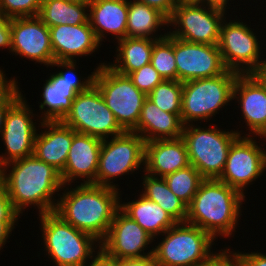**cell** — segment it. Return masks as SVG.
<instances>
[{
	"label": "cell",
	"mask_w": 266,
	"mask_h": 266,
	"mask_svg": "<svg viewBox=\"0 0 266 266\" xmlns=\"http://www.w3.org/2000/svg\"><path fill=\"white\" fill-rule=\"evenodd\" d=\"M0 180L19 215L31 205L37 206L39 215L54 212L57 203L53 195L66 187L60 172L33 154L2 166Z\"/></svg>",
	"instance_id": "6da1fadb"
},
{
	"label": "cell",
	"mask_w": 266,
	"mask_h": 266,
	"mask_svg": "<svg viewBox=\"0 0 266 266\" xmlns=\"http://www.w3.org/2000/svg\"><path fill=\"white\" fill-rule=\"evenodd\" d=\"M66 189L59 195L54 213L101 242L120 208V189L82 182L70 191Z\"/></svg>",
	"instance_id": "7a4b0ae2"
},
{
	"label": "cell",
	"mask_w": 266,
	"mask_h": 266,
	"mask_svg": "<svg viewBox=\"0 0 266 266\" xmlns=\"http://www.w3.org/2000/svg\"><path fill=\"white\" fill-rule=\"evenodd\" d=\"M245 195L219 179H204L188 206L186 223L217 239L235 231ZM238 220V221H237Z\"/></svg>",
	"instance_id": "3957f363"
},
{
	"label": "cell",
	"mask_w": 266,
	"mask_h": 266,
	"mask_svg": "<svg viewBox=\"0 0 266 266\" xmlns=\"http://www.w3.org/2000/svg\"><path fill=\"white\" fill-rule=\"evenodd\" d=\"M42 238L48 257L57 266H86L100 246L94 236L66 223L54 212L40 214ZM95 243V244H94Z\"/></svg>",
	"instance_id": "277c9868"
},
{
	"label": "cell",
	"mask_w": 266,
	"mask_h": 266,
	"mask_svg": "<svg viewBox=\"0 0 266 266\" xmlns=\"http://www.w3.org/2000/svg\"><path fill=\"white\" fill-rule=\"evenodd\" d=\"M237 75L227 70L216 77L183 82L181 120L184 126L193 121L210 120L219 108L229 105Z\"/></svg>",
	"instance_id": "5b68a950"
},
{
	"label": "cell",
	"mask_w": 266,
	"mask_h": 266,
	"mask_svg": "<svg viewBox=\"0 0 266 266\" xmlns=\"http://www.w3.org/2000/svg\"><path fill=\"white\" fill-rule=\"evenodd\" d=\"M164 235L153 251L158 266H200L214 254L215 239L198 226L176 223Z\"/></svg>",
	"instance_id": "8992f818"
},
{
	"label": "cell",
	"mask_w": 266,
	"mask_h": 266,
	"mask_svg": "<svg viewBox=\"0 0 266 266\" xmlns=\"http://www.w3.org/2000/svg\"><path fill=\"white\" fill-rule=\"evenodd\" d=\"M209 127L204 129L194 124L185 125L182 138L186 143L190 164L205 179H217L224 169L230 146L241 133Z\"/></svg>",
	"instance_id": "52a82bcc"
},
{
	"label": "cell",
	"mask_w": 266,
	"mask_h": 266,
	"mask_svg": "<svg viewBox=\"0 0 266 266\" xmlns=\"http://www.w3.org/2000/svg\"><path fill=\"white\" fill-rule=\"evenodd\" d=\"M100 64L94 70L93 84L98 88L120 127L126 132H132L137 126L147 96L127 75L114 71L106 63Z\"/></svg>",
	"instance_id": "ba28073f"
},
{
	"label": "cell",
	"mask_w": 266,
	"mask_h": 266,
	"mask_svg": "<svg viewBox=\"0 0 266 266\" xmlns=\"http://www.w3.org/2000/svg\"><path fill=\"white\" fill-rule=\"evenodd\" d=\"M61 122L76 132L101 140L125 132L118 124L113 112L106 106L102 95L94 84L75 96L71 109Z\"/></svg>",
	"instance_id": "9c48e42d"
},
{
	"label": "cell",
	"mask_w": 266,
	"mask_h": 266,
	"mask_svg": "<svg viewBox=\"0 0 266 266\" xmlns=\"http://www.w3.org/2000/svg\"><path fill=\"white\" fill-rule=\"evenodd\" d=\"M109 140L102 141L96 185L117 188L111 180L125 173L132 174L144 165L145 141L138 133L126 131Z\"/></svg>",
	"instance_id": "30bf717a"
},
{
	"label": "cell",
	"mask_w": 266,
	"mask_h": 266,
	"mask_svg": "<svg viewBox=\"0 0 266 266\" xmlns=\"http://www.w3.org/2000/svg\"><path fill=\"white\" fill-rule=\"evenodd\" d=\"M224 14L201 2L180 0L168 19V27L178 29L167 33L187 42L218 45Z\"/></svg>",
	"instance_id": "8fae6325"
},
{
	"label": "cell",
	"mask_w": 266,
	"mask_h": 266,
	"mask_svg": "<svg viewBox=\"0 0 266 266\" xmlns=\"http://www.w3.org/2000/svg\"><path fill=\"white\" fill-rule=\"evenodd\" d=\"M51 66L62 67V70L58 73L50 75L43 86L42 100L39 108L44 110L42 121H61L67 112L71 109L72 101L75 96L83 91H86L94 82L95 72L81 81L77 77L75 66L76 60H57L54 61ZM46 107V109H45Z\"/></svg>",
	"instance_id": "7c38bea8"
},
{
	"label": "cell",
	"mask_w": 266,
	"mask_h": 266,
	"mask_svg": "<svg viewBox=\"0 0 266 266\" xmlns=\"http://www.w3.org/2000/svg\"><path fill=\"white\" fill-rule=\"evenodd\" d=\"M250 29L243 22L223 20L218 48L227 70L251 74L263 62L259 41Z\"/></svg>",
	"instance_id": "4fadbf2b"
},
{
	"label": "cell",
	"mask_w": 266,
	"mask_h": 266,
	"mask_svg": "<svg viewBox=\"0 0 266 266\" xmlns=\"http://www.w3.org/2000/svg\"><path fill=\"white\" fill-rule=\"evenodd\" d=\"M246 135L232 143L224 169L217 178L243 195L245 187L262 176L266 169V151L257 145L250 133Z\"/></svg>",
	"instance_id": "5bb4252c"
},
{
	"label": "cell",
	"mask_w": 266,
	"mask_h": 266,
	"mask_svg": "<svg viewBox=\"0 0 266 266\" xmlns=\"http://www.w3.org/2000/svg\"><path fill=\"white\" fill-rule=\"evenodd\" d=\"M21 95L7 110L1 132L5 155H0V168L5 164L30 156L34 152V139L37 133L33 110Z\"/></svg>",
	"instance_id": "9a60e30c"
},
{
	"label": "cell",
	"mask_w": 266,
	"mask_h": 266,
	"mask_svg": "<svg viewBox=\"0 0 266 266\" xmlns=\"http://www.w3.org/2000/svg\"><path fill=\"white\" fill-rule=\"evenodd\" d=\"M174 56L180 82L216 77L227 71L218 45L192 43L174 37Z\"/></svg>",
	"instance_id": "2e32d148"
},
{
	"label": "cell",
	"mask_w": 266,
	"mask_h": 266,
	"mask_svg": "<svg viewBox=\"0 0 266 266\" xmlns=\"http://www.w3.org/2000/svg\"><path fill=\"white\" fill-rule=\"evenodd\" d=\"M153 240L150 234L119 208L106 237L100 242V248L108 256L119 260L142 258L153 254L154 248L144 253Z\"/></svg>",
	"instance_id": "e0dca14e"
},
{
	"label": "cell",
	"mask_w": 266,
	"mask_h": 266,
	"mask_svg": "<svg viewBox=\"0 0 266 266\" xmlns=\"http://www.w3.org/2000/svg\"><path fill=\"white\" fill-rule=\"evenodd\" d=\"M11 52L51 66L55 61L49 28L37 16L11 19Z\"/></svg>",
	"instance_id": "ac0fdd59"
},
{
	"label": "cell",
	"mask_w": 266,
	"mask_h": 266,
	"mask_svg": "<svg viewBox=\"0 0 266 266\" xmlns=\"http://www.w3.org/2000/svg\"><path fill=\"white\" fill-rule=\"evenodd\" d=\"M102 141L97 137L74 130L73 141L65 167L60 173L64 185H70L78 178L82 179V184L96 185V173Z\"/></svg>",
	"instance_id": "d6986e66"
},
{
	"label": "cell",
	"mask_w": 266,
	"mask_h": 266,
	"mask_svg": "<svg viewBox=\"0 0 266 266\" xmlns=\"http://www.w3.org/2000/svg\"><path fill=\"white\" fill-rule=\"evenodd\" d=\"M54 60L75 61L74 57L93 54L101 46L89 21L79 25L49 27Z\"/></svg>",
	"instance_id": "ffe728a7"
},
{
	"label": "cell",
	"mask_w": 266,
	"mask_h": 266,
	"mask_svg": "<svg viewBox=\"0 0 266 266\" xmlns=\"http://www.w3.org/2000/svg\"><path fill=\"white\" fill-rule=\"evenodd\" d=\"M189 165L187 147L182 137L145 142L143 171L146 174L164 177Z\"/></svg>",
	"instance_id": "44dd1931"
},
{
	"label": "cell",
	"mask_w": 266,
	"mask_h": 266,
	"mask_svg": "<svg viewBox=\"0 0 266 266\" xmlns=\"http://www.w3.org/2000/svg\"><path fill=\"white\" fill-rule=\"evenodd\" d=\"M240 102L249 132L260 138L266 136V91L251 74H238L233 100Z\"/></svg>",
	"instance_id": "7402d4cb"
},
{
	"label": "cell",
	"mask_w": 266,
	"mask_h": 266,
	"mask_svg": "<svg viewBox=\"0 0 266 266\" xmlns=\"http://www.w3.org/2000/svg\"><path fill=\"white\" fill-rule=\"evenodd\" d=\"M40 123L41 127L47 128L46 131L39 132L40 134L36 133L33 155L61 173L64 170L73 141L74 129L61 121H42Z\"/></svg>",
	"instance_id": "603a6c76"
},
{
	"label": "cell",
	"mask_w": 266,
	"mask_h": 266,
	"mask_svg": "<svg viewBox=\"0 0 266 266\" xmlns=\"http://www.w3.org/2000/svg\"><path fill=\"white\" fill-rule=\"evenodd\" d=\"M89 12L88 21L99 43L106 33H112L118 41L126 38L128 0H92Z\"/></svg>",
	"instance_id": "cb8c5ba5"
},
{
	"label": "cell",
	"mask_w": 266,
	"mask_h": 266,
	"mask_svg": "<svg viewBox=\"0 0 266 266\" xmlns=\"http://www.w3.org/2000/svg\"><path fill=\"white\" fill-rule=\"evenodd\" d=\"M183 128L181 114L162 111L146 98L143 102L137 126L132 132L138 133L145 142H149L159 139L180 138L182 137Z\"/></svg>",
	"instance_id": "d4e9b609"
},
{
	"label": "cell",
	"mask_w": 266,
	"mask_h": 266,
	"mask_svg": "<svg viewBox=\"0 0 266 266\" xmlns=\"http://www.w3.org/2000/svg\"><path fill=\"white\" fill-rule=\"evenodd\" d=\"M120 209L153 238L161 235L177 223L160 205L142 194L136 201L121 203Z\"/></svg>",
	"instance_id": "484cf974"
},
{
	"label": "cell",
	"mask_w": 266,
	"mask_h": 266,
	"mask_svg": "<svg viewBox=\"0 0 266 266\" xmlns=\"http://www.w3.org/2000/svg\"><path fill=\"white\" fill-rule=\"evenodd\" d=\"M158 39L126 37L117 41V57L114 63L107 64L114 71L129 75L151 62L154 43Z\"/></svg>",
	"instance_id": "4316f807"
},
{
	"label": "cell",
	"mask_w": 266,
	"mask_h": 266,
	"mask_svg": "<svg viewBox=\"0 0 266 266\" xmlns=\"http://www.w3.org/2000/svg\"><path fill=\"white\" fill-rule=\"evenodd\" d=\"M164 25L168 27V19L158 10L135 0L128 1L126 37L162 39L167 36L166 33L154 36L153 32L155 34Z\"/></svg>",
	"instance_id": "83f0119b"
},
{
	"label": "cell",
	"mask_w": 266,
	"mask_h": 266,
	"mask_svg": "<svg viewBox=\"0 0 266 266\" xmlns=\"http://www.w3.org/2000/svg\"><path fill=\"white\" fill-rule=\"evenodd\" d=\"M89 5L67 0H43L39 17L49 28L58 25H79L88 22Z\"/></svg>",
	"instance_id": "f1b7e54d"
},
{
	"label": "cell",
	"mask_w": 266,
	"mask_h": 266,
	"mask_svg": "<svg viewBox=\"0 0 266 266\" xmlns=\"http://www.w3.org/2000/svg\"><path fill=\"white\" fill-rule=\"evenodd\" d=\"M142 195L160 205L177 223L186 221L188 206L168 187L163 177L144 174Z\"/></svg>",
	"instance_id": "f546056e"
},
{
	"label": "cell",
	"mask_w": 266,
	"mask_h": 266,
	"mask_svg": "<svg viewBox=\"0 0 266 266\" xmlns=\"http://www.w3.org/2000/svg\"><path fill=\"white\" fill-rule=\"evenodd\" d=\"M163 178L169 189L187 206L190 205L199 186L205 179L192 165L167 174Z\"/></svg>",
	"instance_id": "4dcf8cb0"
},
{
	"label": "cell",
	"mask_w": 266,
	"mask_h": 266,
	"mask_svg": "<svg viewBox=\"0 0 266 266\" xmlns=\"http://www.w3.org/2000/svg\"><path fill=\"white\" fill-rule=\"evenodd\" d=\"M182 91L183 82L164 80L147 95V98L162 111L181 114Z\"/></svg>",
	"instance_id": "1f68e13d"
},
{
	"label": "cell",
	"mask_w": 266,
	"mask_h": 266,
	"mask_svg": "<svg viewBox=\"0 0 266 266\" xmlns=\"http://www.w3.org/2000/svg\"><path fill=\"white\" fill-rule=\"evenodd\" d=\"M150 63L164 80H177L173 36L167 33L166 37L154 43Z\"/></svg>",
	"instance_id": "d6a6232c"
},
{
	"label": "cell",
	"mask_w": 266,
	"mask_h": 266,
	"mask_svg": "<svg viewBox=\"0 0 266 266\" xmlns=\"http://www.w3.org/2000/svg\"><path fill=\"white\" fill-rule=\"evenodd\" d=\"M43 0H0V11L9 19L39 15Z\"/></svg>",
	"instance_id": "836d02e7"
},
{
	"label": "cell",
	"mask_w": 266,
	"mask_h": 266,
	"mask_svg": "<svg viewBox=\"0 0 266 266\" xmlns=\"http://www.w3.org/2000/svg\"><path fill=\"white\" fill-rule=\"evenodd\" d=\"M128 77L132 80L133 84L146 96L161 82L164 81L158 71L148 63L140 69L131 72Z\"/></svg>",
	"instance_id": "e575fe53"
},
{
	"label": "cell",
	"mask_w": 266,
	"mask_h": 266,
	"mask_svg": "<svg viewBox=\"0 0 266 266\" xmlns=\"http://www.w3.org/2000/svg\"><path fill=\"white\" fill-rule=\"evenodd\" d=\"M18 82L12 81L1 93H0V134L3 130L4 119L8 108L22 95Z\"/></svg>",
	"instance_id": "d590c367"
},
{
	"label": "cell",
	"mask_w": 266,
	"mask_h": 266,
	"mask_svg": "<svg viewBox=\"0 0 266 266\" xmlns=\"http://www.w3.org/2000/svg\"><path fill=\"white\" fill-rule=\"evenodd\" d=\"M200 266H244V263L238 252L235 251L233 253L226 248L224 250L221 249L219 253H214Z\"/></svg>",
	"instance_id": "8d00e7d4"
},
{
	"label": "cell",
	"mask_w": 266,
	"mask_h": 266,
	"mask_svg": "<svg viewBox=\"0 0 266 266\" xmlns=\"http://www.w3.org/2000/svg\"><path fill=\"white\" fill-rule=\"evenodd\" d=\"M19 214L12 207L5 186L0 180V221H17Z\"/></svg>",
	"instance_id": "74e56055"
},
{
	"label": "cell",
	"mask_w": 266,
	"mask_h": 266,
	"mask_svg": "<svg viewBox=\"0 0 266 266\" xmlns=\"http://www.w3.org/2000/svg\"><path fill=\"white\" fill-rule=\"evenodd\" d=\"M135 1L146 4L147 6H150L151 8L158 10L167 19H169L180 0H135Z\"/></svg>",
	"instance_id": "f35d334b"
},
{
	"label": "cell",
	"mask_w": 266,
	"mask_h": 266,
	"mask_svg": "<svg viewBox=\"0 0 266 266\" xmlns=\"http://www.w3.org/2000/svg\"><path fill=\"white\" fill-rule=\"evenodd\" d=\"M11 19L5 17L0 11V48L11 51Z\"/></svg>",
	"instance_id": "ab89813d"
},
{
	"label": "cell",
	"mask_w": 266,
	"mask_h": 266,
	"mask_svg": "<svg viewBox=\"0 0 266 266\" xmlns=\"http://www.w3.org/2000/svg\"><path fill=\"white\" fill-rule=\"evenodd\" d=\"M96 256L92 257L90 265L87 266H120V260L108 256L101 248L98 247Z\"/></svg>",
	"instance_id": "60d3db41"
},
{
	"label": "cell",
	"mask_w": 266,
	"mask_h": 266,
	"mask_svg": "<svg viewBox=\"0 0 266 266\" xmlns=\"http://www.w3.org/2000/svg\"><path fill=\"white\" fill-rule=\"evenodd\" d=\"M238 253L244 263V266H266V255L261 252Z\"/></svg>",
	"instance_id": "b9f144b4"
},
{
	"label": "cell",
	"mask_w": 266,
	"mask_h": 266,
	"mask_svg": "<svg viewBox=\"0 0 266 266\" xmlns=\"http://www.w3.org/2000/svg\"><path fill=\"white\" fill-rule=\"evenodd\" d=\"M120 266H158L154 255L134 258V259H122L120 260Z\"/></svg>",
	"instance_id": "7bdbcfd3"
},
{
	"label": "cell",
	"mask_w": 266,
	"mask_h": 266,
	"mask_svg": "<svg viewBox=\"0 0 266 266\" xmlns=\"http://www.w3.org/2000/svg\"><path fill=\"white\" fill-rule=\"evenodd\" d=\"M16 221H0V250L6 244L11 231L15 228Z\"/></svg>",
	"instance_id": "ee69618b"
},
{
	"label": "cell",
	"mask_w": 266,
	"mask_h": 266,
	"mask_svg": "<svg viewBox=\"0 0 266 266\" xmlns=\"http://www.w3.org/2000/svg\"><path fill=\"white\" fill-rule=\"evenodd\" d=\"M181 1H186V2H201L203 4H206V6L216 9L219 11H222L226 13L225 9L227 7V3L229 0H181Z\"/></svg>",
	"instance_id": "f6af8a7d"
},
{
	"label": "cell",
	"mask_w": 266,
	"mask_h": 266,
	"mask_svg": "<svg viewBox=\"0 0 266 266\" xmlns=\"http://www.w3.org/2000/svg\"><path fill=\"white\" fill-rule=\"evenodd\" d=\"M266 91V59L251 73Z\"/></svg>",
	"instance_id": "bcb514c9"
},
{
	"label": "cell",
	"mask_w": 266,
	"mask_h": 266,
	"mask_svg": "<svg viewBox=\"0 0 266 266\" xmlns=\"http://www.w3.org/2000/svg\"><path fill=\"white\" fill-rule=\"evenodd\" d=\"M5 74L4 71L0 69V93L12 82V81H16L15 78L13 77V79H9V81L7 80V78H5Z\"/></svg>",
	"instance_id": "7dc6e473"
},
{
	"label": "cell",
	"mask_w": 266,
	"mask_h": 266,
	"mask_svg": "<svg viewBox=\"0 0 266 266\" xmlns=\"http://www.w3.org/2000/svg\"><path fill=\"white\" fill-rule=\"evenodd\" d=\"M69 2H74V3H80V4H87L89 5V3L92 1V0H67Z\"/></svg>",
	"instance_id": "c3c4849f"
}]
</instances>
